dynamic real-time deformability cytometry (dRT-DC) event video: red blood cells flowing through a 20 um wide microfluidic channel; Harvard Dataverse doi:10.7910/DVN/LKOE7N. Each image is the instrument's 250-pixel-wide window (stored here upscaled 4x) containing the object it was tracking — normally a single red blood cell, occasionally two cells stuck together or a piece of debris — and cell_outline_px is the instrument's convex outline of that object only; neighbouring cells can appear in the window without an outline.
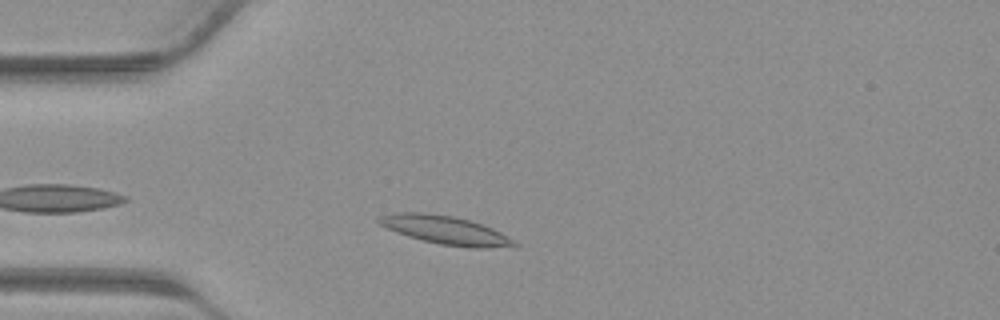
{"species": "common noctule bat (a hibernating species)", "species_latin": "Nyctalus noctula", "temperature_condition": "warm", "stored_images_in_passage": 32, "camera_frame_rate_fps": 3000, "um_per_image_px": 0.085, "animal": {"sex": "male", "body_mass_g": 23.1, "forearm_length_mm": 52.7}, "frame": {"image": 1, "passage_image": 4, "time_ms": 1.0, "image_size_px": [1000, 320], "cell_outline_px": [[520, 244], [488, 248], [472, 248], [440, 244], [408, 236], [396, 232], [380, 224], [376, 220], [380, 216], [396, 212], [424, 212], [452, 216], [468, 220], [492, 228], [500, 232]], "centroid_in_image_um": [37.82, 19.55], "position_along_channel_um": 47.2, "area_um2": 22.02}}
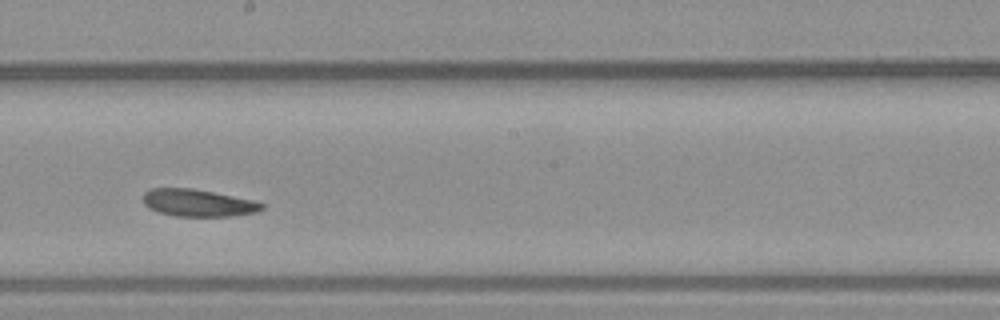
{"frame": {"image": 2, "passage_image": 16, "time_ms": 5.0, "image_size_px": [1000, 320], "cell_outline_px": [[264, 208], [256, 212], [228, 216], [176, 216], [160, 212], [148, 208], [144, 204], [144, 192], [152, 188], [192, 188], [252, 200], [264, 204]], "centroid_in_image_um": [16.8, 17.24], "position_along_channel_um": 231.4, "area_um2": 18.55}}
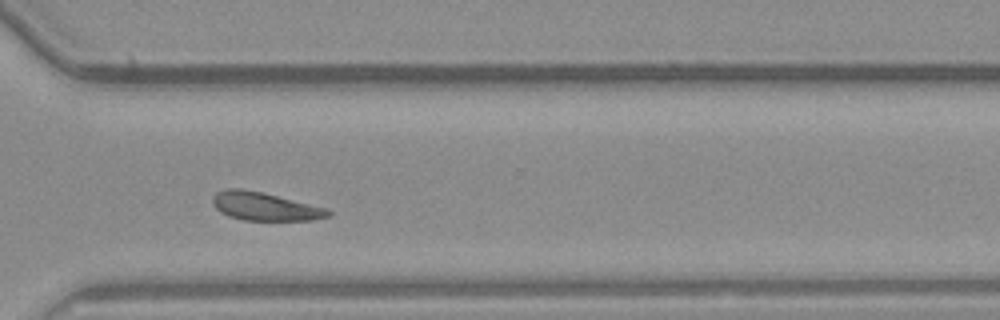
{"frame": {"image": 3, "passage_image": 23, "time_ms": 7.333, "image_size_px": [1000, 320], "cell_outline_px": [[332, 216], [312, 220], [244, 220], [228, 216], [220, 212], [212, 204], [212, 196], [216, 192], [224, 188], [240, 188], [264, 192], [328, 208], [332, 212]], "centroid_in_image_um": [22.51, 17.53], "position_along_channel_um": 348.1, "area_um2": 19.36}}